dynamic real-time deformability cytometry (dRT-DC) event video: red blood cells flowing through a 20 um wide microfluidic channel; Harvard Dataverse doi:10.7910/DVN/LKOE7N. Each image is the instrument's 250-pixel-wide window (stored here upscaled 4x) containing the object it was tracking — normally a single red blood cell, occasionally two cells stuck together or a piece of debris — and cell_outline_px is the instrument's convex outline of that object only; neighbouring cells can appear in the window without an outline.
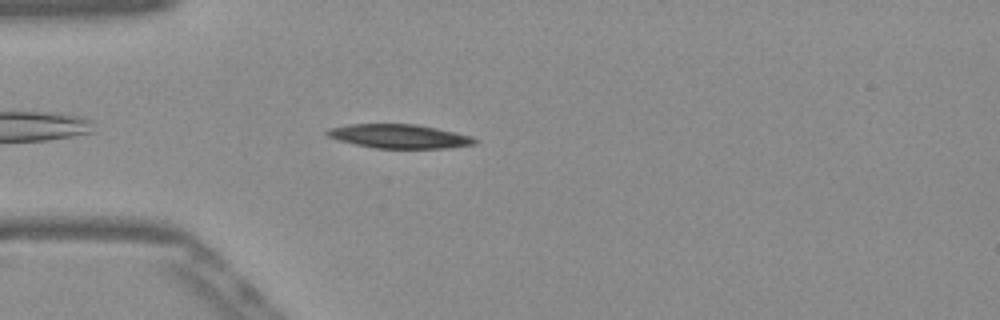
{"species": "Egyptian fruit bat (a non-hibernating species)", "species_latin": "Rousettus aegyptiacus", "temperature_condition": "warm", "stored_images_in_passage": 42, "camera_frame_rate_fps": 3000, "um_per_image_px": 0.085, "frame": {"image": 1, "passage_image": 4, "time_ms": 1.0, "image_size_px": [1000, 320], "cell_outline_px": [[480, 140], [476, 144], [444, 148], [376, 148], [356, 144], [340, 140], [328, 136], [324, 132], [328, 128], [348, 124], [416, 124], [436, 128], [472, 136]], "centroid_in_image_um": [33.95, 11.58], "position_along_channel_um": 51.0, "area_um2": 20.52}}
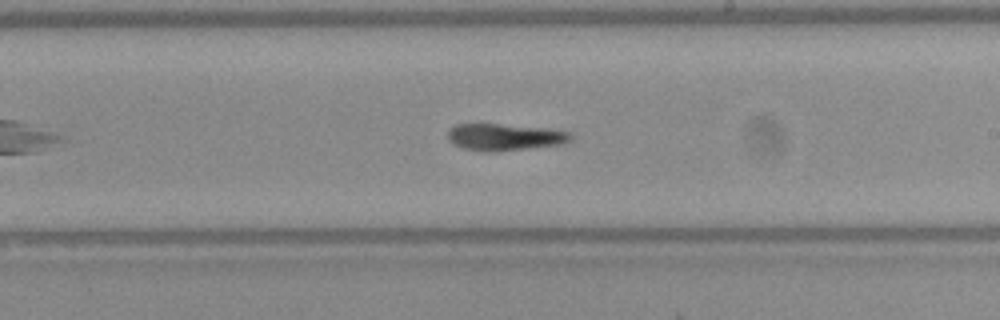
{"frame": {"image": 2, "passage_image": 20, "time_ms": 6.333, "image_size_px": [1000, 320], "cell_outline_px": [[572, 140], [564, 144], [496, 152], [484, 152], [464, 148], [452, 144], [448, 140], [448, 128], [456, 124], [500, 124], [548, 128], [572, 132]], "centroid_in_image_um": [42.91, 11.65], "position_along_channel_um": 246.1, "area_um2": 19.59}}
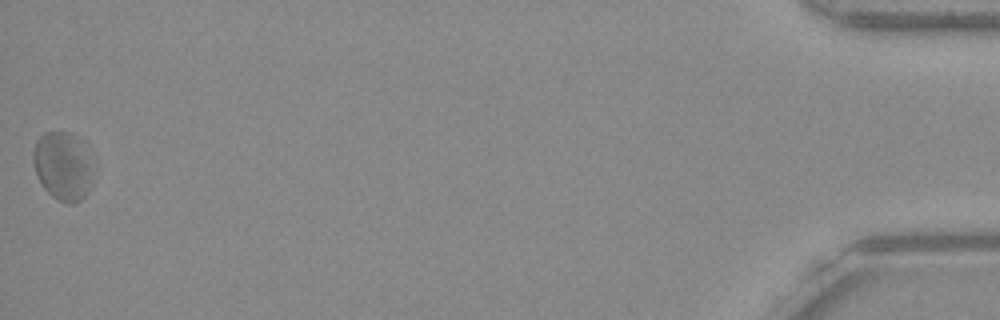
{"frame": {"image": 3, "passage_image": 42, "time_ms": 13.667, "image_size_px": [1000, 320], "cell_outline_px": [[92, 168], [88, 192], [80, 200], [72, 204], [68, 204], [56, 200], [44, 188], [36, 176], [32, 160], [32, 152], [36, 140], [44, 132], [72, 132], [84, 140]], "centroid_in_image_um": [5.32, 14.08], "position_along_channel_um": 429.9, "area_um2": 24.33}, "authors_computed_cell_mechanics": {"area_um2": 20.7213, "velocity_mm_per_s": 3.8343, "shape_relaxation_time_tau1_ms": null, "shape_relaxation_time_tau2_ms": 9.8735, "deformation_change_tau1": null, "deformation_change_tau2": 0.2315}}